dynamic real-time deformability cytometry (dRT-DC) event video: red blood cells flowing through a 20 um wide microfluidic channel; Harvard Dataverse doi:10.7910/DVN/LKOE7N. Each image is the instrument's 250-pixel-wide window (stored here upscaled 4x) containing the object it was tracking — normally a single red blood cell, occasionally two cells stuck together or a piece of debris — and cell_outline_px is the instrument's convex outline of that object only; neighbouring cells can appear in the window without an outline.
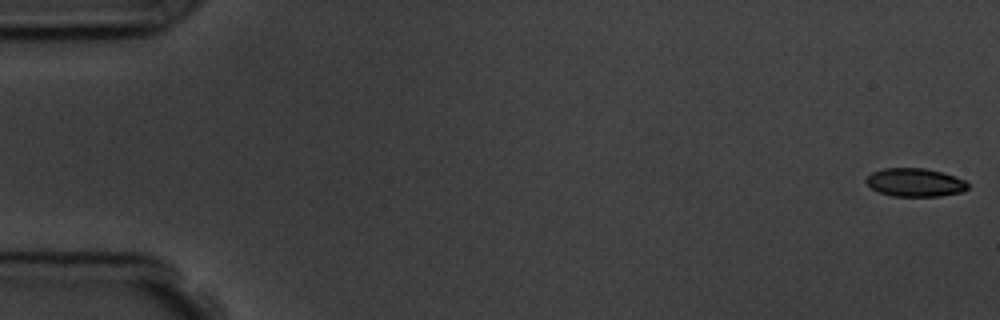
{"species": "common noctule bat (a hibernating species)", "species_latin": "Nyctalus noctula", "temperature_condition": "room temperature", "stored_images_in_passage": 5, "camera_frame_rate_fps": 3000, "um_per_image_px": 0.085, "animal": {"sex": "male", "body_mass_g": 19.5, "forearm_length_mm": 54.6}, "frame": {"image": 1, "passage_image": 1, "time_ms": 0.0, "image_size_px": [1000, 320], "cell_outline_px": [[968, 188], [964, 192], [940, 196], [892, 196], [880, 192], [872, 188], [864, 180], [872, 172], [884, 168], [924, 168], [944, 172], [964, 180], [968, 184]], "centroid_in_image_um": [77.8, 15.5], "position_along_channel_um": 7.2, "area_um2": 16.82}}
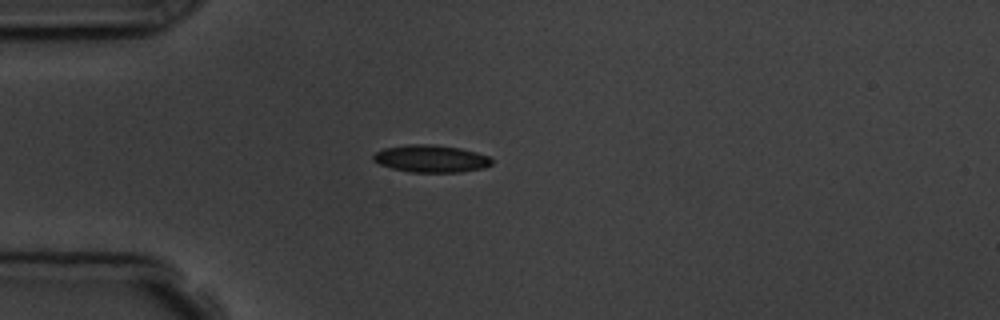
{"frame": {"image": 2, "passage_image": 5, "time_ms": 4.667, "image_size_px": [1000, 320], "cell_outline_px": [[492, 164], [484, 168], [460, 172], [412, 172], [392, 168], [380, 164], [372, 160], [372, 156], [376, 152], [384, 148], [408, 144], [436, 144], [460, 148], [476, 152], [488, 156], [492, 160]], "centroid_in_image_um": [36.63, 13.48], "position_along_channel_um": 48.4, "area_um2": 18.9}}